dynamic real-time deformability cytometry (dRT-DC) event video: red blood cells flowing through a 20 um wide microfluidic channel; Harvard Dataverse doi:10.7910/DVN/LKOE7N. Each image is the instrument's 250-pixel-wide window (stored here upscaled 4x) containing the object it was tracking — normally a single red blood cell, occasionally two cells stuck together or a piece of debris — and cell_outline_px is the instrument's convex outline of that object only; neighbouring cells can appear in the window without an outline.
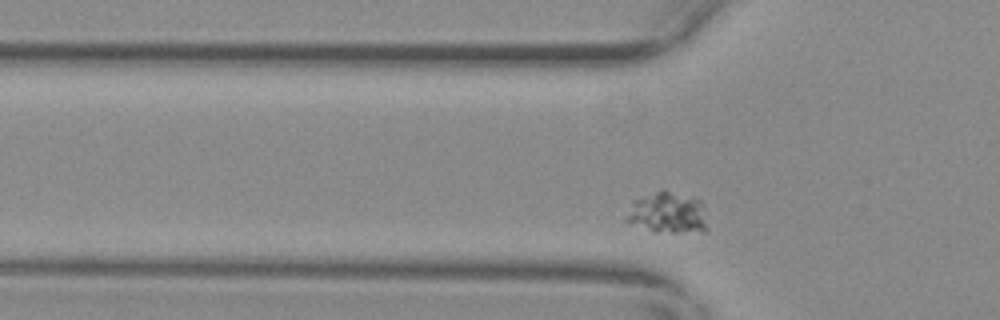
{"species": "common noctule bat (a hibernating species)", "species_latin": "Nyctalus noctula", "temperature_condition": "warm", "stored_images_in_passage": 50, "camera_frame_rate_fps": 3000, "um_per_image_px": 0.085, "animal": {"sex": "female", "body_mass_g": 29.2, "forearm_length_mm": 56.3}, "frame": {"image": 1, "passage_image": 9, "time_ms": 2.667, "image_size_px": [1000, 320], "cell_outline_px": [[704, 232], [652, 232], [624, 220], [632, 200], [664, 188], [700, 200], [704, 204]], "centroid_in_image_um": [56.7, 18.07], "position_along_channel_um": 69.1, "area_um2": 19.59}}
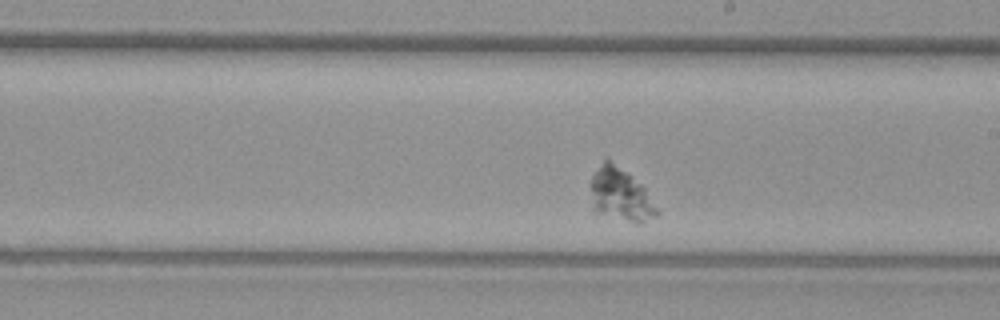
{"frame": {"image": 2, "passage_image": 24, "time_ms": 7.667, "image_size_px": [1000, 320], "cell_outline_px": [[660, 212], [656, 216], [640, 224], [636, 224], [596, 212], [592, 208], [588, 184], [592, 176], [604, 160], [608, 156], [640, 184], [644, 188]], "centroid_in_image_um": [52.7, 16.55], "position_along_channel_um": 236.3, "area_um2": 20.69}}
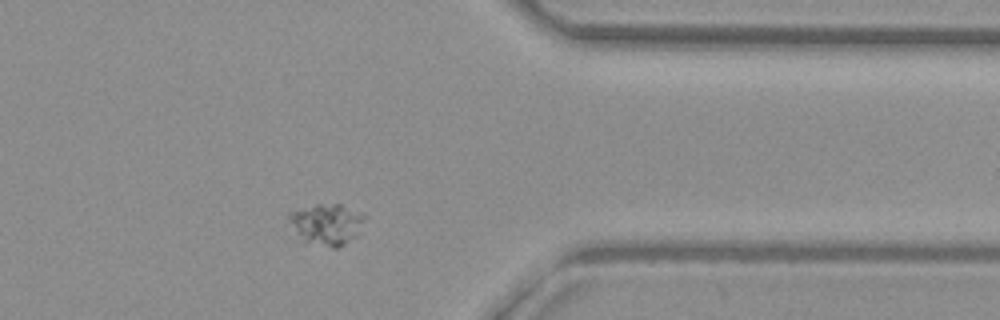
{"frame": {"image": 3, "passage_image": 38, "time_ms": 12.333, "image_size_px": [1000, 320], "cell_outline_px": [[368, 216], [356, 236], [340, 248], [332, 248], [300, 244], [288, 220], [288, 212], [316, 204], [340, 204]], "centroid_in_image_um": [27.71, 19.11], "position_along_channel_um": 383.7, "area_um2": 18.96}}